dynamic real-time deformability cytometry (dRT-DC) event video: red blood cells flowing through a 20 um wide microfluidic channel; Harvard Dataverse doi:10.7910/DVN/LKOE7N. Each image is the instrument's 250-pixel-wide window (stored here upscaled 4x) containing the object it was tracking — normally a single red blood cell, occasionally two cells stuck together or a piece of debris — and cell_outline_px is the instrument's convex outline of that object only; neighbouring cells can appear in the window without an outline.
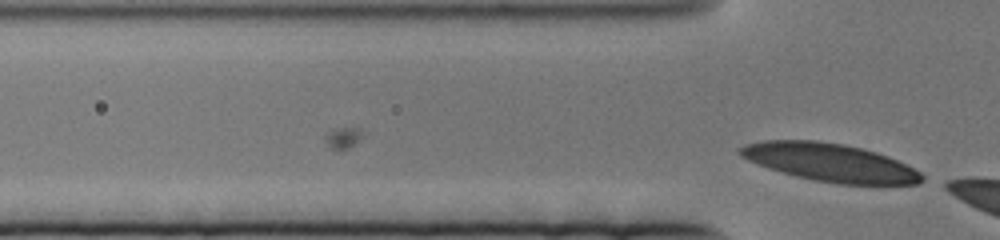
{"species": "human", "species_latin": "Homo sapiens", "temperature_condition": "cold", "stored_images_in_passage": 9, "camera_frame_rate_fps": 3000, "um_per_image_px": 0.085, "donor": {"sex": "female"}, "frame": {"image": 1, "passage_image": 9, "time_ms": 2.667, "image_size_px": [1000, 240], "cell_outline_px": [[924, 180], [916, 184], [840, 184], [816, 180], [796, 176], [768, 168], [748, 160], [740, 156], [736, 152], [744, 144], [764, 140], [816, 140], [844, 144], [864, 148], [888, 156], [920, 172], [924, 176]], "centroid_in_image_um": [70.52, 13.79], "position_along_channel_um": 55.3, "area_um2": 40.11}}